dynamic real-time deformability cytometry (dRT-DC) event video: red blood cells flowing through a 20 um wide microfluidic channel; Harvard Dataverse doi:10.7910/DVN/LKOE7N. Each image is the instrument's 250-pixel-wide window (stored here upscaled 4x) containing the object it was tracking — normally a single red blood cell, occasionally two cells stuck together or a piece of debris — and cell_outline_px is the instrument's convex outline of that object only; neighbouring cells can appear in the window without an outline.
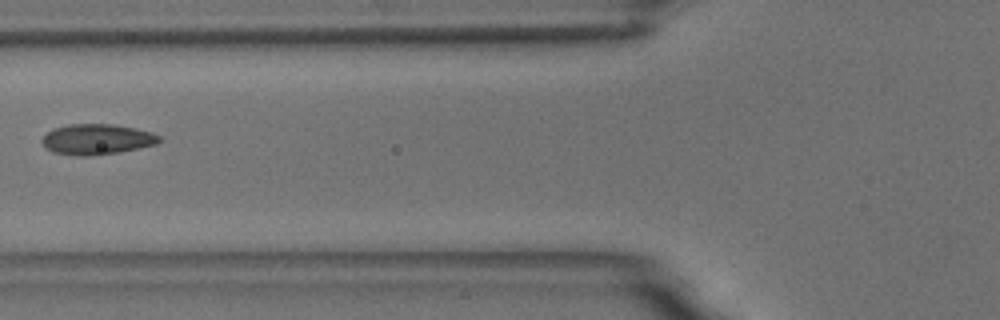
{"species": "common noctule bat (a hibernating species)", "species_latin": "Nyctalus noctula", "temperature_condition": "room temperature", "stored_images_in_passage": 6, "camera_frame_rate_fps": 3000, "um_per_image_px": 0.085, "animal": {"sex": "male", "body_mass_g": 18.8}, "frame": {"image": 1, "passage_image": 6, "time_ms": 6.667, "image_size_px": [1000, 320], "cell_outline_px": [[160, 140], [156, 144], [116, 152], [88, 156], [76, 156], [56, 152], [48, 148], [40, 140], [52, 128], [68, 124], [112, 124], [152, 132], [160, 136]], "centroid_in_image_um": [8.21, 11.83], "position_along_channel_um": 117.6, "area_um2": 20.46}}